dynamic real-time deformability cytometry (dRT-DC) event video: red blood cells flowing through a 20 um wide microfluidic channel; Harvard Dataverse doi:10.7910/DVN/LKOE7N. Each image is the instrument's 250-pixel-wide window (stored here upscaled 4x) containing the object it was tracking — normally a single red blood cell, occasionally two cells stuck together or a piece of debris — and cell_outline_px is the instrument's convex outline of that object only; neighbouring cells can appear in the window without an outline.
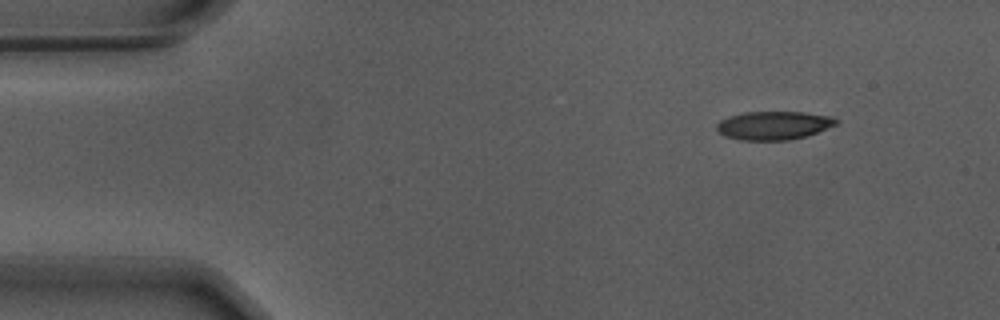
{"species": "Egyptian fruit bat (a non-hibernating species)", "species_latin": "Rousettus aegyptiacus", "temperature_condition": "warm", "stored_images_in_passage": 51, "segment_of_instrument_passage": [1, 2], "camera_frame_rate_fps": 3000, "um_per_image_px": 0.085, "animal": {"sex": "male"}, "frame": {"image": 1, "passage_image": 1, "time_ms": 0.0, "image_size_px": [1000, 320], "cell_outline_px": [[840, 124], [808, 136], [788, 140], [740, 140], [724, 136], [716, 128], [716, 124], [720, 120], [728, 116], [744, 112], [804, 112], [832, 116], [840, 120]], "centroid_in_image_um": [65.82, 10.66], "position_along_channel_um": 19.2, "area_um2": 20.17}}
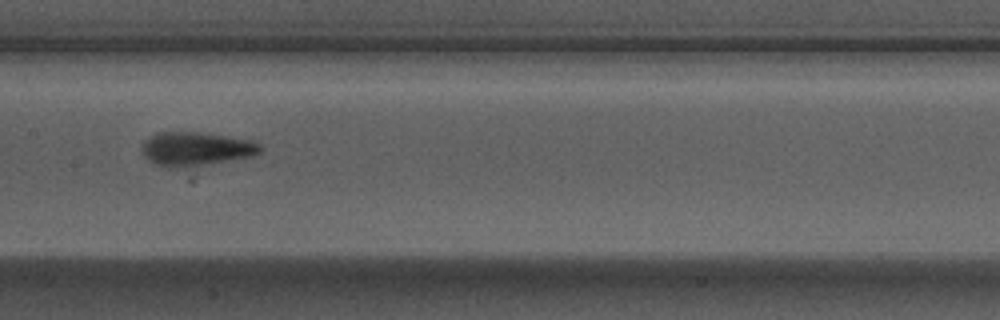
{"frame": {"image": 2, "passage_image": 22, "time_ms": 7.0, "image_size_px": [1000, 320], "cell_outline_px": [[260, 152], [252, 156], [172, 168], [168, 168], [156, 164], [148, 160], [144, 156], [140, 148], [144, 140], [148, 136], [156, 132], [196, 132], [252, 140], [260, 144]], "centroid_in_image_um": [16.56, 12.63], "position_along_channel_um": 190.8, "area_um2": 22.83}}
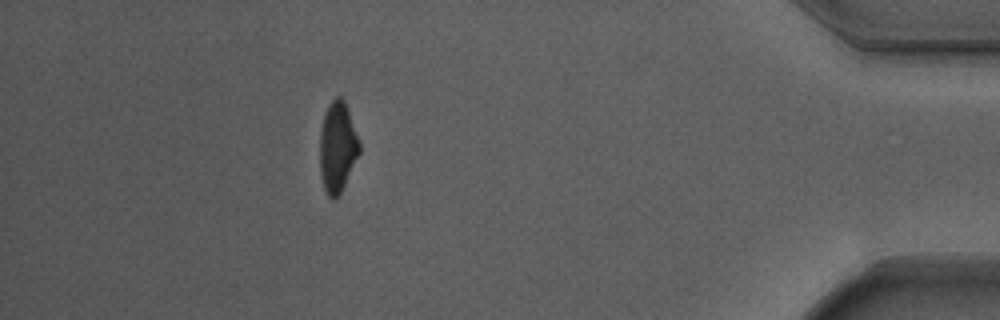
{"frame": {"image": 3, "passage_image": 44, "time_ms": 14.333, "image_size_px": [1000, 320], "cell_outline_px": [[360, 152], [336, 200], [332, 200], [328, 196], [324, 188], [320, 176], [320, 132], [324, 112], [328, 104], [336, 96], [340, 96], [344, 100], [360, 140]], "centroid_in_image_um": [28.68, 12.48], "position_along_channel_um": 406.5, "area_um2": 20.92}}